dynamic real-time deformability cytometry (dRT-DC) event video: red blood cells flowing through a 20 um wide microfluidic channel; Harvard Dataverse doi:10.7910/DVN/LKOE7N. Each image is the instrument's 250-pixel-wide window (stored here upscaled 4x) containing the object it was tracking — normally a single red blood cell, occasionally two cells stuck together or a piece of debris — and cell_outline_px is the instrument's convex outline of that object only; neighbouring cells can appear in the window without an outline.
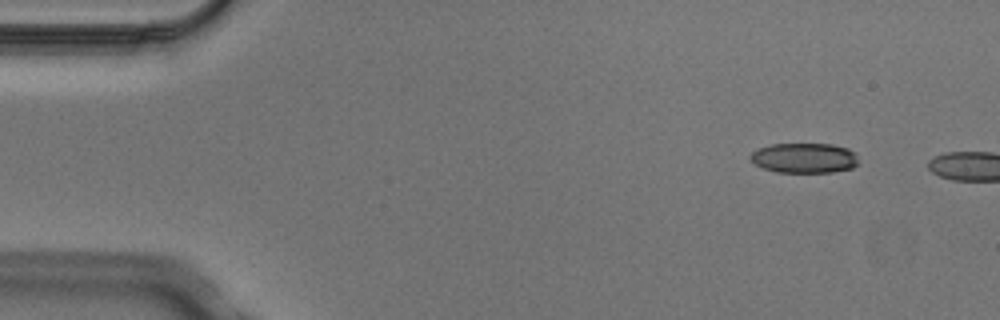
{"species": "Egyptian fruit bat (a non-hibernating species)", "species_latin": "Rousettus aegyptiacus", "temperature_condition": "cold", "stored_images_in_passage": 2, "camera_frame_rate_fps": 3000, "um_per_image_px": 0.085, "animal": {"sex": "male"}, "frame": {"image": 1, "passage_image": 1, "time_ms": 0.0, "image_size_px": [1000, 320], "cell_outline_px": [[860, 164], [852, 168], [832, 172], [776, 172], [764, 168], [756, 164], [748, 156], [756, 148], [772, 144], [832, 144], [848, 148], [856, 156]], "centroid_in_image_um": [68.37, 13.42], "position_along_channel_um": 16.6, "area_um2": 18.96}}